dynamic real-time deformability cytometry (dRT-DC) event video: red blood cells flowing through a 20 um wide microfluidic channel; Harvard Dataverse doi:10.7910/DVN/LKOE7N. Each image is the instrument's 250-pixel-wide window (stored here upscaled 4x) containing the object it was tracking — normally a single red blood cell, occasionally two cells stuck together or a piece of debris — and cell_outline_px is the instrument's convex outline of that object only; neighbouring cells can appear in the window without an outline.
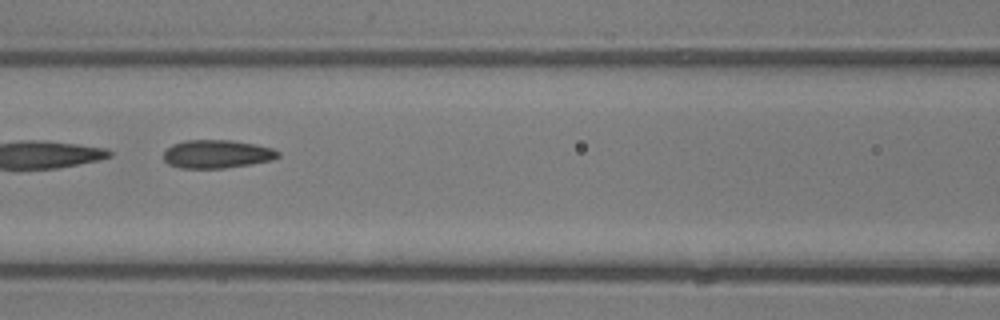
{"species": "common noctule bat (a hibernating species)", "species_latin": "Nyctalus noctula", "temperature_condition": "room temperature", "stored_images_in_passage": 3, "camera_frame_rate_fps": 3000, "um_per_image_px": 0.085, "animal": {"sex": "male", "body_mass_g": 13.3}, "frame": {"image": 1, "passage_image": 3, "time_ms": 2.0, "image_size_px": [1000, 320], "cell_outline_px": [[280, 156], [272, 160], [224, 168], [180, 168], [168, 164], [164, 160], [164, 152], [172, 144], [184, 140], [232, 140], [272, 148], [280, 152]], "centroid_in_image_um": [18.41, 13.09], "position_along_channel_um": 148.2, "area_um2": 18.79}}